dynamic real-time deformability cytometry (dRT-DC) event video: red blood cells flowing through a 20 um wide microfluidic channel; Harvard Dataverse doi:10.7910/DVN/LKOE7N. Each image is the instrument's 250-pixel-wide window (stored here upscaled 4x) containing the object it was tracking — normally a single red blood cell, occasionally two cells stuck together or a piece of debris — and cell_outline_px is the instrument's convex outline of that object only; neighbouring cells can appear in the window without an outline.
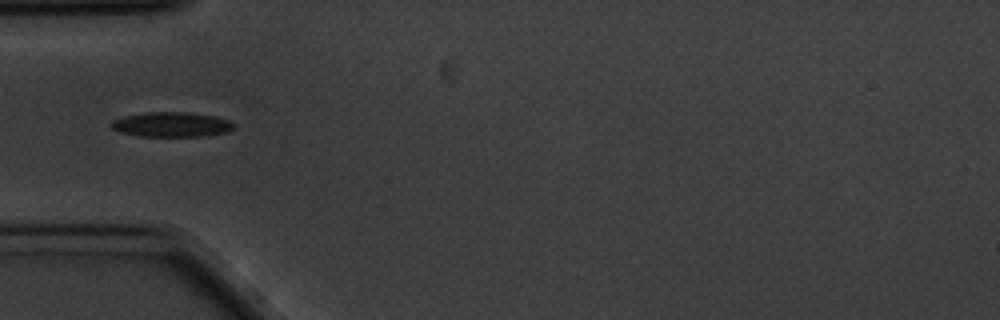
{"species": "common noctule bat (a hibernating species)", "species_latin": "Nyctalus noctula", "temperature_condition": "cold", "stored_images_in_passage": 40, "camera_frame_rate_fps": 3000, "um_per_image_px": 0.085, "animal": {"sex": "male", "body_mass_g": 20.1, "forearm_length_mm": 53.5}, "frame": {"image": 1, "passage_image": 1, "time_ms": 0.0, "image_size_px": [1000, 320], "cell_outline_px": [[236, 128], [228, 132], [204, 136], [140, 136], [120, 132], [112, 128], [108, 124], [112, 120], [120, 116], [144, 112], [188, 112], [216, 116], [228, 120], [236, 124]], "centroid_in_image_um": [14.58, 10.57], "position_along_channel_um": 70.4, "area_um2": 18.09}}
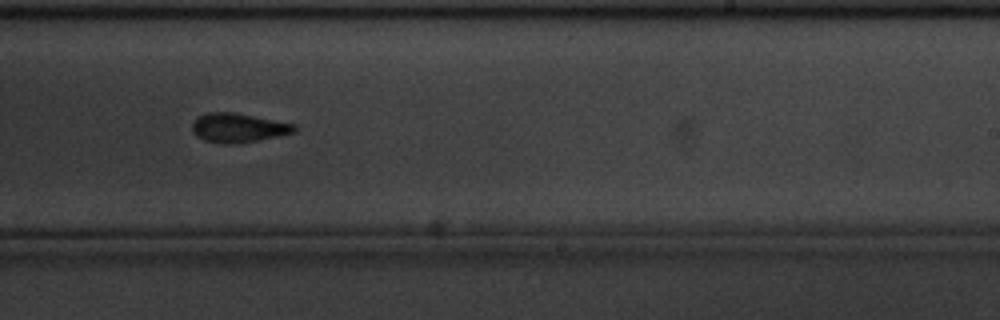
{"frame": {"image": 2, "passage_image": 18, "time_ms": 5.667, "image_size_px": [1000, 320], "cell_outline_px": [[296, 132], [236, 144], [224, 144], [204, 140], [196, 136], [192, 132], [192, 124], [200, 116], [208, 112], [232, 112], [296, 124]], "centroid_in_image_um": [20.24, 10.87], "position_along_channel_um": 268.8, "area_um2": 17.17}}
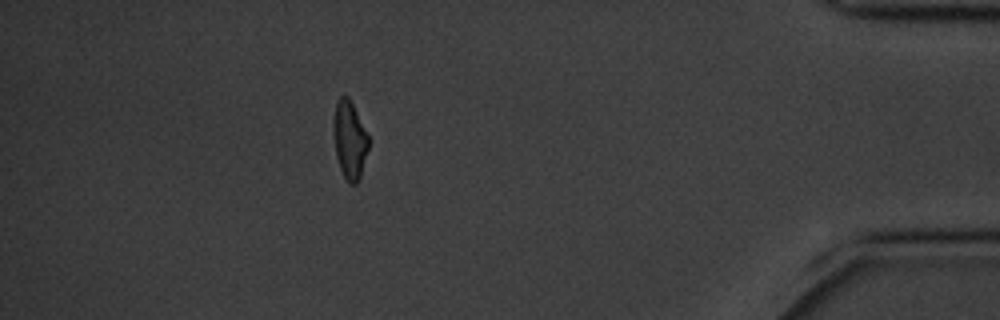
{"frame": {"image": 3, "passage_image": 34, "time_ms": 11.0, "image_size_px": [1000, 320], "cell_outline_px": [[368, 148], [360, 180], [356, 184], [348, 184], [340, 168], [336, 156], [332, 132], [332, 120], [336, 104], [340, 96], [348, 96], [368, 136]], "centroid_in_image_um": [29.69, 11.93], "position_along_channel_um": 405.5, "area_um2": 15.95}}